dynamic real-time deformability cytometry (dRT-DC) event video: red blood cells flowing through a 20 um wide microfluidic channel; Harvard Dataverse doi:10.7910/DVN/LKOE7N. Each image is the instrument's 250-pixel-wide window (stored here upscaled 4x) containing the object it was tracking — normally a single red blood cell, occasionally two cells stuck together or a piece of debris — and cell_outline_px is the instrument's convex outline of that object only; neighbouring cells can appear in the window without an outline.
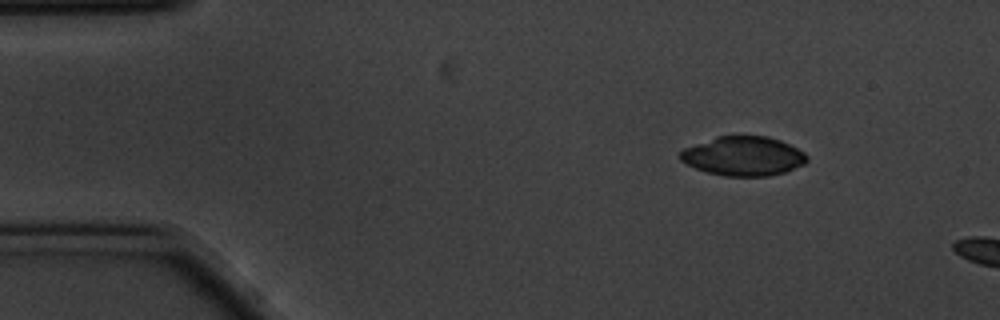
{"species": "common noctule bat (a hibernating species)", "species_latin": "Nyctalus noctula", "temperature_condition": "cold", "stored_images_in_passage": 5, "camera_frame_rate_fps": 3000, "um_per_image_px": 0.085, "animal": {"sex": "male", "body_mass_g": 20.1, "forearm_length_mm": 53.5}, "frame": {"image": 1, "passage_image": 1, "time_ms": 0.0, "image_size_px": [1000, 320], "cell_outline_px": [[808, 160], [804, 164], [784, 172], [768, 176], [724, 176], [708, 172], [696, 168], [680, 160], [680, 152], [684, 148], [716, 136], [768, 136], [780, 140], [804, 152], [808, 156]], "centroid_in_image_um": [63.19, 13.26], "position_along_channel_um": 21.8, "area_um2": 28.84}}